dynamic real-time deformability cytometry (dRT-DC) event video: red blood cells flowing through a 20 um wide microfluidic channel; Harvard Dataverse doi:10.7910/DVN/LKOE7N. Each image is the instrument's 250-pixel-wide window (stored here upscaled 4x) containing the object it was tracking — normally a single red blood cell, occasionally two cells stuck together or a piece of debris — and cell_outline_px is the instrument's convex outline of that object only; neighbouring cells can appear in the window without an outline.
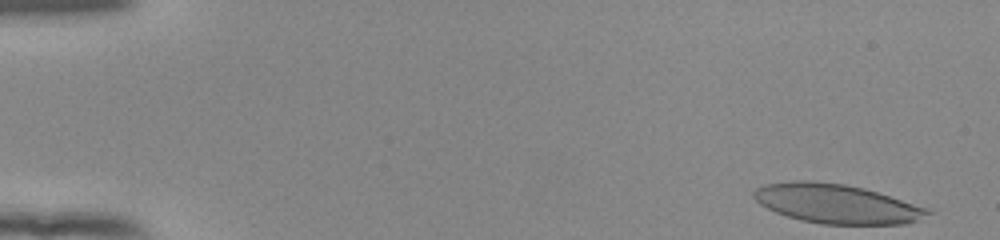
{"species": "human", "species_latin": "Homo sapiens", "temperature_condition": "room temperature", "stored_images_in_passage": 51, "camera_frame_rate_fps": 3000, "um_per_image_px": 0.085, "donor": {"sex": "female"}, "frame": {"image": 1, "passage_image": 1, "time_ms": 0.0, "image_size_px": [1000, 240], "cell_outline_px": [[932, 212], [916, 220], [904, 224], [820, 224], [800, 220], [776, 212], [760, 204], [752, 196], [752, 192], [756, 188], [764, 184], [792, 180], [812, 180], [844, 184], [864, 188], [924, 208]], "centroid_in_image_um": [70.99, 17.3], "position_along_channel_um": 14.0, "area_um2": 39.3}}
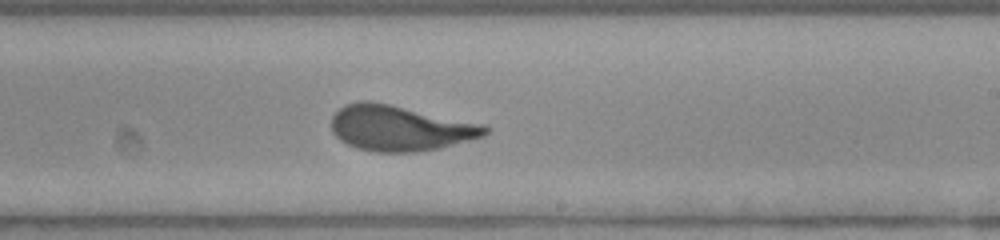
{"frame": {"image": 2, "passage_image": 31, "time_ms": 10.0, "image_size_px": [1000, 240], "cell_outline_px": [[488, 132], [484, 136], [440, 148], [416, 152], [372, 152], [356, 148], [340, 140], [332, 132], [332, 116], [344, 104], [360, 100], [368, 100], [388, 104], [484, 124], [488, 128]], "centroid_in_image_um": [33.97, 10.9], "position_along_channel_um": 255.0, "area_um2": 40.63}}
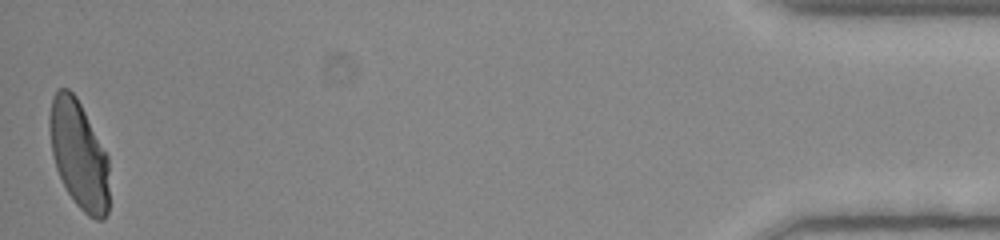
{"frame": {"image": 3, "passage_image": 51, "time_ms": 16.667, "image_size_px": [1000, 240], "cell_outline_px": [[108, 212], [104, 220], [96, 220], [88, 216], [76, 204], [68, 192], [56, 168], [52, 152], [48, 128], [48, 116], [52, 96], [56, 88], [68, 88], [76, 96], [108, 156]], "centroid_in_image_um": [6.68, 13.12], "position_along_channel_um": 428.5, "area_um2": 37.69}, "authors_computed_cell_mechanics": {"area_um2": 40.6912, "velocity_mm_per_s": 3.8691, "shape_relaxation_time_tau1_ms": 6.1762, "shape_relaxation_time_tau2_ms": null, "deformation_change_tau1": 0.2063, "deformation_change_tau2": null}}